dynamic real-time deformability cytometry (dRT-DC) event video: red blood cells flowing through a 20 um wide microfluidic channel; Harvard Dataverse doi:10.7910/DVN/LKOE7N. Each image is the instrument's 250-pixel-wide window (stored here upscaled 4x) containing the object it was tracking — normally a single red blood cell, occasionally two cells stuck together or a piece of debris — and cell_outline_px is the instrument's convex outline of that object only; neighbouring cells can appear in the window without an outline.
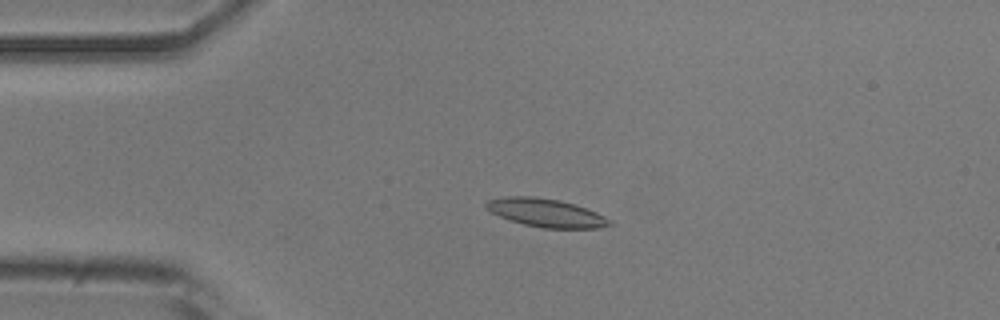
{"species": "common noctule bat (a hibernating species)", "species_latin": "Nyctalus noctula", "temperature_condition": "room temperature", "stored_images_in_passage": 20, "camera_frame_rate_fps": 3000, "um_per_image_px": 0.085, "animal": {"sex": "male", "body_mass_g": 20.5, "forearm_length_mm": 52.5}, "frame": {"image": 1, "passage_image": 11, "time_ms": 3.333, "image_size_px": [1000, 320], "cell_outline_px": [[612, 224], [600, 228], [544, 228], [524, 224], [488, 212], [484, 208], [484, 204], [488, 200], [508, 196], [536, 196], [560, 200], [596, 212], [612, 220]], "centroid_in_image_um": [46.38, 18.08], "position_along_channel_um": 38.6, "area_um2": 20.29}}
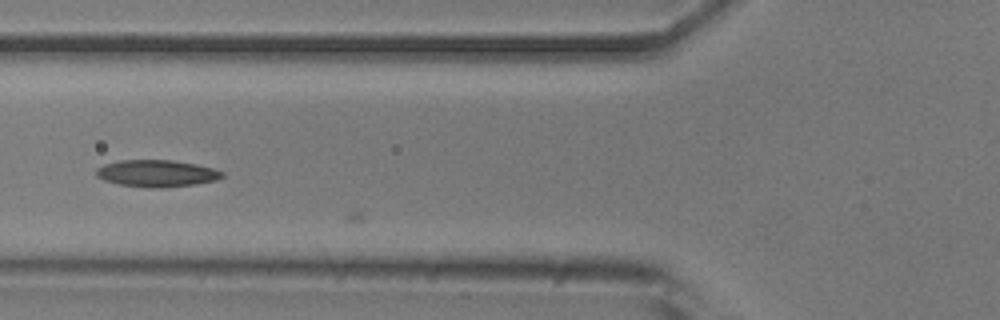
{"frame": {"image": 2, "passage_image": 19, "time_ms": 6.0, "image_size_px": [1000, 320], "cell_outline_px": [[224, 176], [216, 180], [196, 184], [160, 188], [148, 188], [120, 184], [104, 180], [96, 176], [96, 168], [104, 164], [120, 160], [172, 160], [196, 164], [212, 168], [224, 172]], "centroid_in_image_um": [13.32, 14.74], "position_along_channel_um": 112.5, "area_um2": 19.77}}